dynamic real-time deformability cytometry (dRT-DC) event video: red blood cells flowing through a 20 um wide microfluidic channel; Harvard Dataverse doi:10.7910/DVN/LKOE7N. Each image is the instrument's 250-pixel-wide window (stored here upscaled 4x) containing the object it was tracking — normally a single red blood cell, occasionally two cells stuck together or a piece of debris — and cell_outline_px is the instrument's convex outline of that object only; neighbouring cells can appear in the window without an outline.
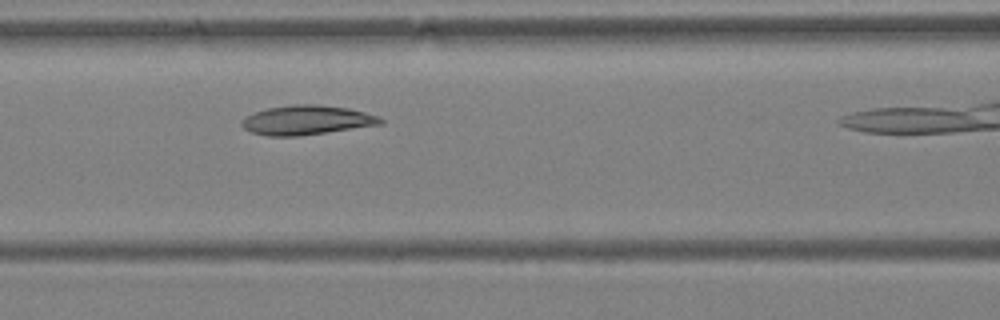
{"species": "Egyptian fruit bat (a non-hibernating species)", "species_latin": "Rousettus aegyptiacus", "temperature_condition": "warm", "stored_images_in_passage": 4, "camera_frame_rate_fps": 3000, "um_per_image_px": 0.085, "animal": {"sex": "female"}, "frame": {"image": 1, "passage_image": 3, "time_ms": 0.667, "image_size_px": [1000, 320], "cell_outline_px": [[384, 124], [296, 136], [268, 136], [252, 132], [244, 128], [240, 124], [240, 120], [244, 116], [268, 108], [292, 104], [316, 104], [348, 108], [380, 116], [384, 120]], "centroid_in_image_um": [26.06, 10.2], "position_along_channel_um": 140.5, "area_um2": 23.76}}